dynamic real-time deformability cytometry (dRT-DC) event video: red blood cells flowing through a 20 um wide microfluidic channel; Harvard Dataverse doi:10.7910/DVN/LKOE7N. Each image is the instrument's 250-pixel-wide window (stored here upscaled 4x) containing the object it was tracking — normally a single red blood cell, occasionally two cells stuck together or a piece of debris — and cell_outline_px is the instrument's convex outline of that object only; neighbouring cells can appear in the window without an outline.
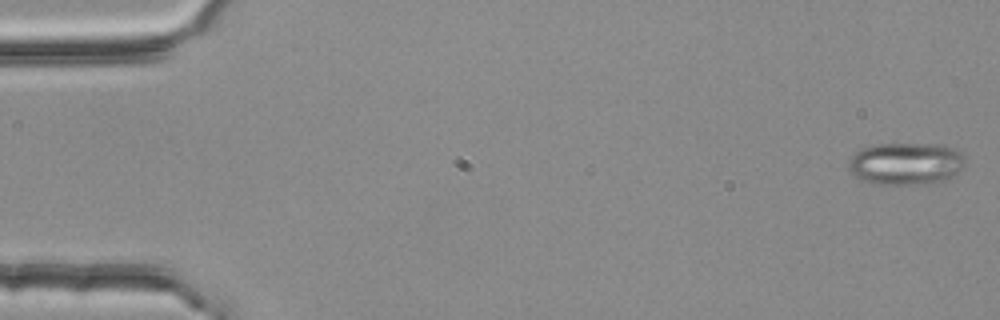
{"species": "common noctule bat (a hibernating species)", "species_latin": "Nyctalus noctula", "temperature_condition": "room temperature", "stored_images_in_passage": 5, "camera_frame_rate_fps": 3000, "um_per_image_px": 0.085, "animal": {"sex": "female", "body_mass_g": 25.1}, "frame": {"image": 1, "passage_image": 1, "time_ms": 0.0, "image_size_px": [1000, 320], "cell_outline_px": [[964, 164], [956, 172], [940, 184], [876, 184], [864, 180], [856, 176], [848, 168], [848, 160], [860, 148], [876, 144], [944, 144], [956, 148], [964, 156]], "centroid_in_image_um": [77.01, 13.9], "position_along_channel_um": 8.0, "area_um2": 28.96}}